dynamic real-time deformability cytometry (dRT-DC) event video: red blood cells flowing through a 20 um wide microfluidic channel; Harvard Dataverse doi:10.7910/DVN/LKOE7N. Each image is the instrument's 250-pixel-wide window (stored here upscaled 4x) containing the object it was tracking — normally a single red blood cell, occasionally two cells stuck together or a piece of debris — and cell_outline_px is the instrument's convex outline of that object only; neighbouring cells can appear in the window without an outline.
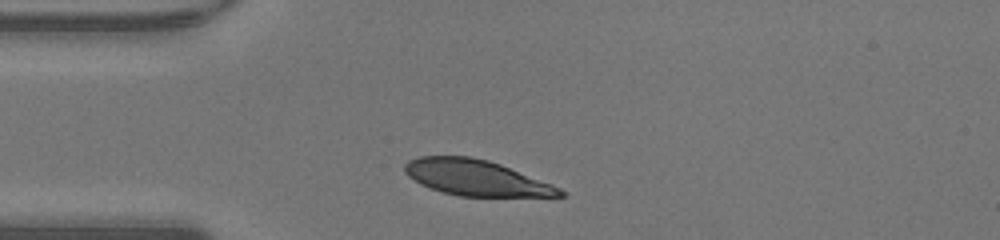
{"species": "human", "species_latin": "Homo sapiens", "temperature_condition": "warm", "stored_images_in_passage": 27, "camera_frame_rate_fps": 3000, "um_per_image_px": 0.085, "donor": {"sex": "male"}, "frame": {"image": 1, "passage_image": 1, "time_ms": 0.0, "image_size_px": [1000, 240], "cell_outline_px": [[568, 196], [460, 196], [444, 192], [420, 184], [408, 176], [404, 172], [404, 164], [408, 160], [420, 156], [472, 156], [488, 160], [500, 164], [552, 184], [568, 192]], "centroid_in_image_um": [40.47, 15.1], "position_along_channel_um": 44.5, "area_um2": 32.19}}
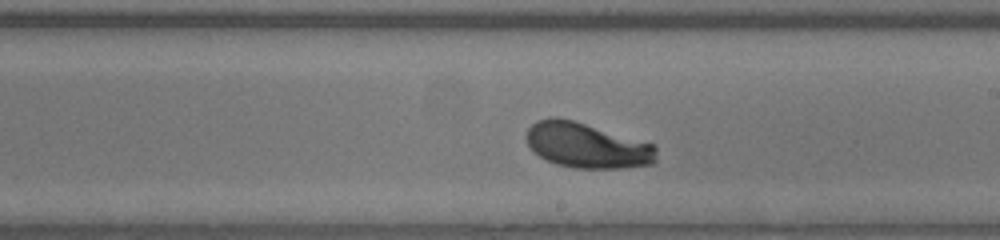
{"frame": {"image": 2, "passage_image": 16, "time_ms": 5.0, "image_size_px": [1000, 240], "cell_outline_px": [[656, 164], [620, 168], [572, 168], [556, 164], [540, 156], [528, 144], [528, 128], [536, 120], [552, 116], [572, 120], [656, 144]], "centroid_in_image_um": [49.94, 12.36], "position_along_channel_um": 239.1, "area_um2": 34.16}}
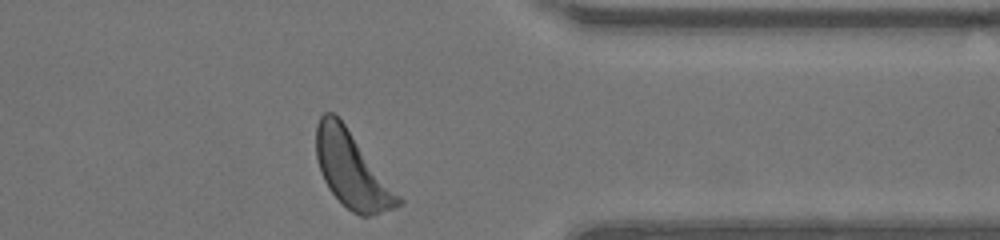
{"frame": {"image": 3, "passage_image": 27, "time_ms": 8.667, "image_size_px": [1000, 240], "cell_outline_px": [[404, 204], [368, 216], [360, 216], [352, 212], [328, 188], [320, 172], [316, 156], [316, 124], [320, 116], [324, 112], [332, 112], [344, 124], [404, 200]], "centroid_in_image_um": [29.9, 14.45], "position_along_channel_um": 381.5, "area_um2": 35.6}, "authors_computed_cell_mechanics": {"area_um2": 34.5644, "velocity_mm_per_s": 4.2331, "shape_relaxation_time_tau1_ms": 1.933, "shape_relaxation_time_tau2_ms": null, "deformation_change_tau1": 0.1515, "deformation_change_tau2": null}}